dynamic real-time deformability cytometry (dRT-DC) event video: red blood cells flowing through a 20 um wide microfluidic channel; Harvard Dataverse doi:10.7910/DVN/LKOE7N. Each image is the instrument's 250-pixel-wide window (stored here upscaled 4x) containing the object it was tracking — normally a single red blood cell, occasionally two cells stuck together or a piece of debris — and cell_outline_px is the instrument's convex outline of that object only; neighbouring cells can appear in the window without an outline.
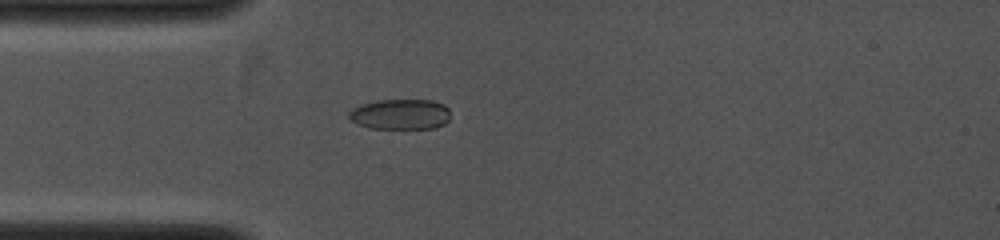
{"species": "common noctule bat (a hibernating species)", "species_latin": "Nyctalus noctula", "temperature_condition": "cold", "stored_images_in_passage": 1, "camera_frame_rate_fps": 4000, "um_per_image_px": 0.085, "animal": {"sex": "female", "body_mass_g": 19.0, "forearm_length_mm": 53.3}, "frame": {"image": 1, "passage_image": 1, "time_ms": 0.0, "image_size_px": [1000, 240], "cell_outline_px": [[448, 120], [444, 124], [436, 128], [368, 128], [356, 124], [348, 116], [348, 112], [352, 108], [360, 104], [376, 100], [432, 100], [444, 104], [448, 108]], "centroid_in_image_um": [34.0, 9.71], "position_along_channel_um": 51.0, "area_um2": 18.09}}